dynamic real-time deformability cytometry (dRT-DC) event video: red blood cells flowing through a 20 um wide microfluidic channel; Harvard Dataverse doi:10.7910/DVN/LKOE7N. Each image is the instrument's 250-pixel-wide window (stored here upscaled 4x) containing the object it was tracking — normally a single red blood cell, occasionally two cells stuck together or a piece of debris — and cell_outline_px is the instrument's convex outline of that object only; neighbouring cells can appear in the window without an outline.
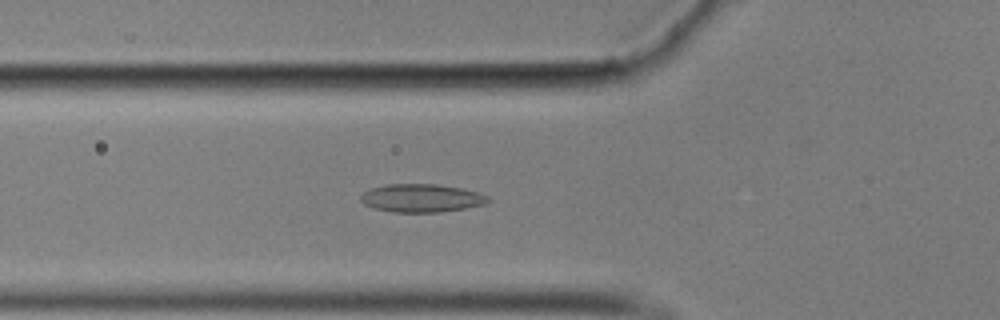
{"species": "common noctule bat (a hibernating species)", "species_latin": "Nyctalus noctula", "temperature_condition": "cold", "stored_images_in_passage": 39, "camera_frame_rate_fps": 3000, "um_per_image_px": 0.085, "animal": {"sex": "male", "body_mass_g": 17.9}, "frame": {"image": 1, "passage_image": 2, "time_ms": 0.333, "image_size_px": [1000, 320], "cell_outline_px": [[492, 200], [484, 204], [464, 208], [440, 212], [392, 212], [372, 208], [364, 204], [360, 200], [360, 196], [364, 192], [372, 188], [388, 184], [436, 184], [464, 188], [480, 192], [488, 196]], "centroid_in_image_um": [35.85, 16.83], "position_along_channel_um": 90.0, "area_um2": 21.04}}
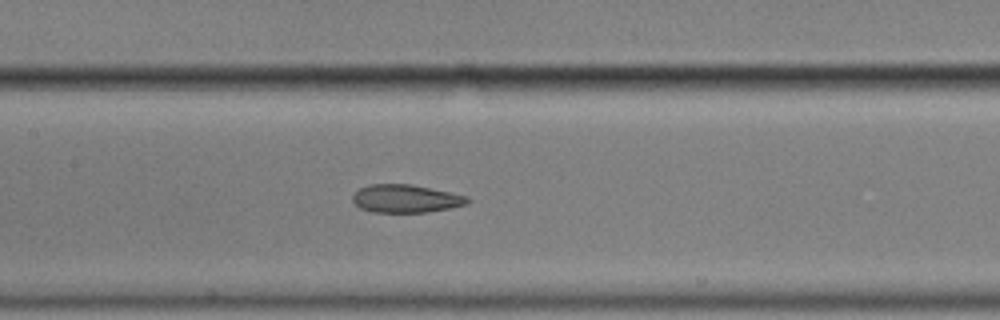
{"frame": {"image": 2, "passage_image": 9, "time_ms": 2.667, "image_size_px": [1000, 320], "cell_outline_px": [[472, 200], [464, 204], [448, 208], [424, 212], [372, 212], [360, 208], [352, 200], [352, 196], [360, 188], [372, 184], [412, 184], [468, 196]], "centroid_in_image_um": [34.48, 16.88], "position_along_channel_um": 172.9, "area_um2": 18.55}}
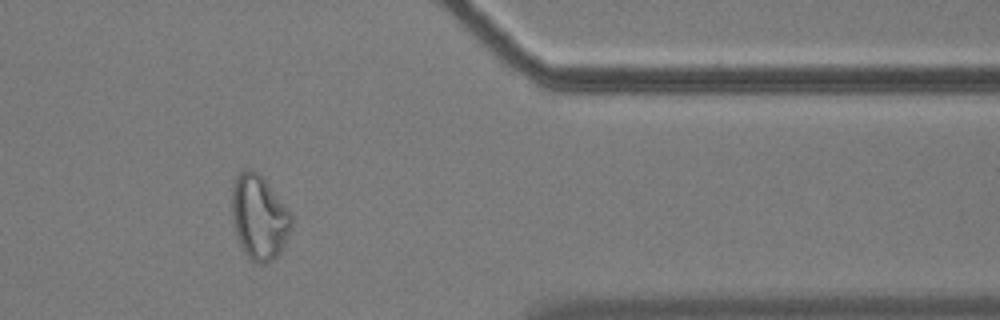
{"frame": {"image": 3, "passage_image": 29, "time_ms": 9.333, "image_size_px": [1000, 320], "cell_outline_px": [[292, 228], [280, 252], [268, 264], [256, 264], [248, 256], [240, 244], [236, 232], [232, 216], [232, 188], [236, 176], [240, 172], [248, 168], [252, 168], [264, 180], [288, 208], [292, 216]], "centroid_in_image_um": [22.03, 18.48], "position_along_channel_um": 389.4, "area_um2": 29.07}}